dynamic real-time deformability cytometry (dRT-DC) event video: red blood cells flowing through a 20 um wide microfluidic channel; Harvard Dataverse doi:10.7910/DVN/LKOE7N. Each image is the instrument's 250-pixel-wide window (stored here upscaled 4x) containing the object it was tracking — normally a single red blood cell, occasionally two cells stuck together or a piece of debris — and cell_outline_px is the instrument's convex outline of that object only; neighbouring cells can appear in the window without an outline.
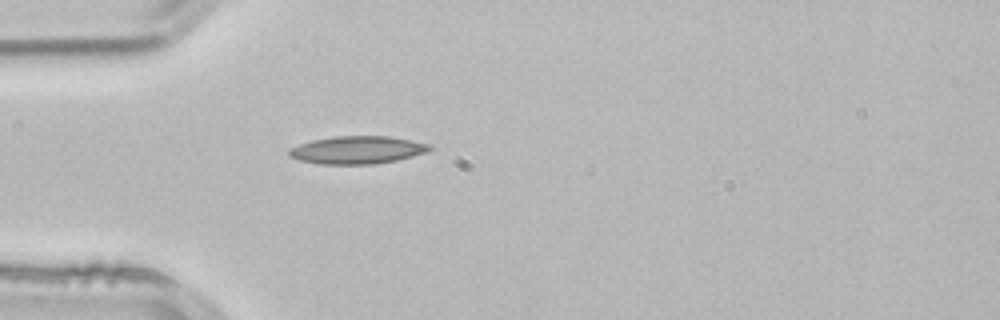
{"species": "common noctule bat (a hibernating species)", "species_latin": "Nyctalus noctula", "temperature_condition": "room temperature", "stored_images_in_passage": 1, "camera_frame_rate_fps": 3000, "um_per_image_px": 0.085, "animal": {"sex": "male", "body_mass_g": 21.5, "forearm_length_mm": 52.0}, "frame": {"image": 1, "passage_image": 1, "time_ms": 0.0, "image_size_px": [1000, 320], "cell_outline_px": [[432, 148], [428, 152], [396, 160], [376, 164], [320, 164], [296, 160], [288, 156], [288, 148], [312, 140], [336, 136], [388, 136], [432, 144]], "centroid_in_image_um": [30.35, 12.75], "position_along_channel_um": 54.7, "area_um2": 22.89}}